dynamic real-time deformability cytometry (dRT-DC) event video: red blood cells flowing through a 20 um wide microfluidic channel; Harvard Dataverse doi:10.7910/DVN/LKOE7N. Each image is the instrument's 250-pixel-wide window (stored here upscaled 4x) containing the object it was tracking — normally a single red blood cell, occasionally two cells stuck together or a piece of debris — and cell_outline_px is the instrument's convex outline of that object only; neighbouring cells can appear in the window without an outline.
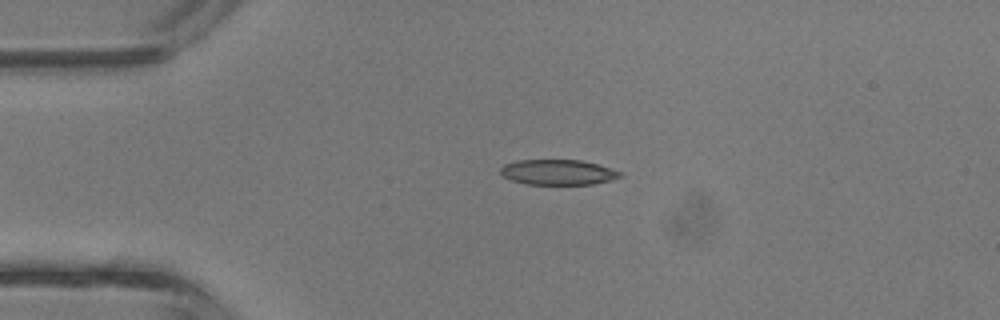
{"species": "common noctule bat (a hibernating species)", "species_latin": "Nyctalus noctula", "temperature_condition": "room temperature", "stored_images_in_passage": 3, "camera_frame_rate_fps": 3000, "um_per_image_px": 0.085, "animal": {"sex": "male", "body_mass_g": 13.3}, "frame": {"image": 1, "passage_image": 1, "time_ms": 0.0, "image_size_px": [1000, 320], "cell_outline_px": [[620, 176], [612, 180], [592, 184], [524, 184], [512, 180], [504, 176], [500, 172], [500, 168], [504, 164], [516, 160], [580, 160], [596, 164], [620, 172]], "centroid_in_image_um": [47.37, 14.64], "position_along_channel_um": 37.6, "area_um2": 17.4}}
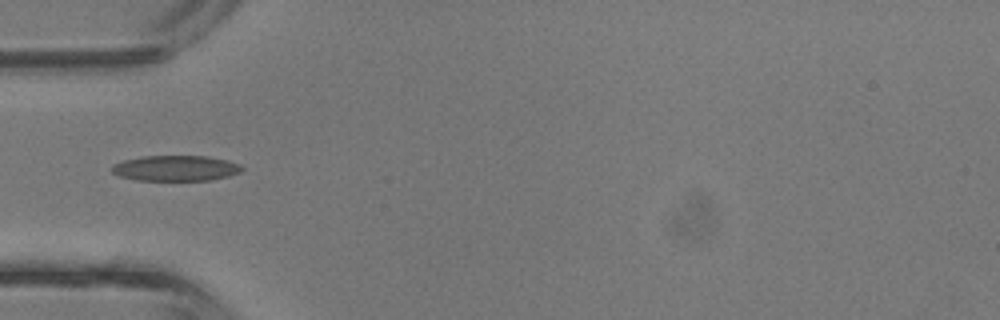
{"frame": {"image": 2, "passage_image": 2, "time_ms": 0.333, "image_size_px": [1000, 320], "cell_outline_px": [[244, 168], [240, 172], [228, 176], [208, 180], [136, 180], [120, 176], [112, 172], [112, 164], [124, 160], [144, 156], [208, 156], [228, 160], [240, 164]], "centroid_in_image_um": [14.95, 14.29], "position_along_channel_um": 70.1, "area_um2": 19.31}}
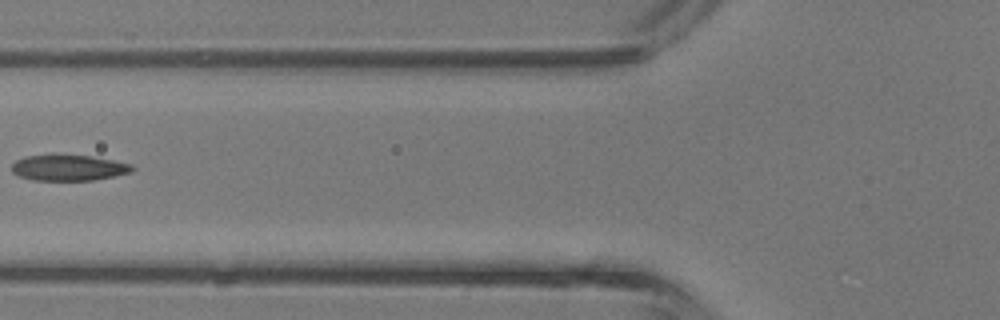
{"frame": {"image": 3, "passage_image": 3, "time_ms": 0.667, "image_size_px": [1000, 320], "cell_outline_px": [[136, 168], [132, 172], [92, 180], [32, 180], [20, 176], [12, 172], [12, 164], [16, 160], [24, 156], [88, 156], [112, 160], [132, 164]], "centroid_in_image_um": [5.84, 14.27], "position_along_channel_um": 120.0, "area_um2": 17.74}}